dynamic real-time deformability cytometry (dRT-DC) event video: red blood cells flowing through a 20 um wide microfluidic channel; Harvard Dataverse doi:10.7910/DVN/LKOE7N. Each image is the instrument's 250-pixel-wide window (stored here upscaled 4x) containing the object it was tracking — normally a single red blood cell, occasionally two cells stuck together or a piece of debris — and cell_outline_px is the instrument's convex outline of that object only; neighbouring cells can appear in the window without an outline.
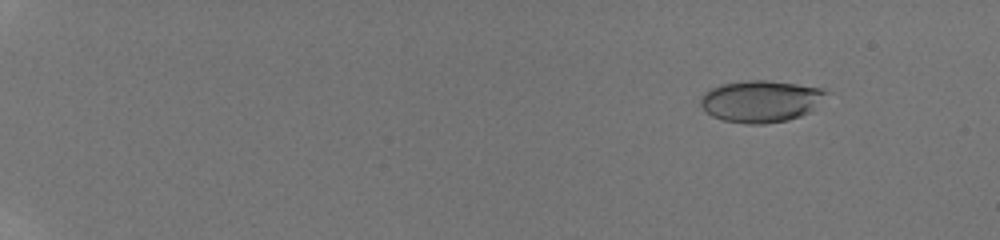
{"species": "human", "species_latin": "Homo sapiens", "temperature_condition": "room temperature", "stored_images_in_passage": 66, "camera_frame_rate_fps": 3000, "um_per_image_px": 0.085, "donor": {"sex": "male"}, "frame": {"image": 1, "passage_image": 8, "time_ms": 2.333, "image_size_px": [1000, 240], "cell_outline_px": [[832, 92], [812, 112], [788, 120], [764, 124], [744, 124], [724, 120], [712, 116], [700, 104], [700, 96], [704, 92], [720, 84], [748, 80], [768, 80], [796, 84], [820, 88]], "centroid_in_image_um": [64.72, 8.6], "position_along_channel_um": 20.3, "area_um2": 30.98}}
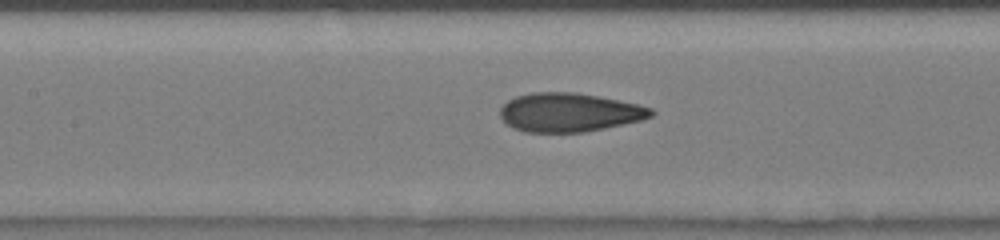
{"frame": {"image": 2, "passage_image": 30, "time_ms": 10.0, "image_size_px": [1000, 240], "cell_outline_px": [[656, 112], [652, 116], [640, 120], [604, 128], [584, 132], [524, 132], [512, 128], [504, 124], [500, 116], [500, 108], [508, 100], [516, 96], [532, 92], [576, 92], [600, 96], [640, 104], [652, 108]], "centroid_in_image_um": [48.37, 9.55], "position_along_channel_um": 159.0, "area_um2": 34.45}}
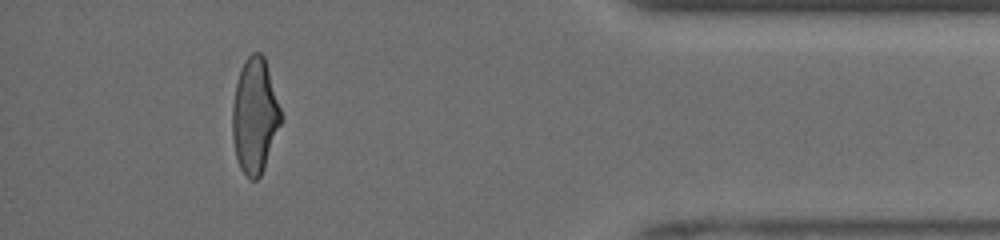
{"frame": {"image": 3, "passage_image": 55, "time_ms": 17.0, "image_size_px": [1000, 240], "cell_outline_px": [[280, 124], [264, 168], [260, 176], [256, 180], [252, 180], [240, 168], [236, 156], [232, 136], [232, 104], [236, 84], [240, 68], [244, 60], [252, 52], [260, 52], [264, 56], [280, 108]], "centroid_in_image_um": [21.63, 9.82], "position_along_channel_um": 413.6, "area_um2": 32.14}, "authors_computed_cell_mechanics": {"area_um2": 32.8015, "velocity_mm_per_s": 4.1096, "shape_relaxation_time_tau1_ms": 7.9328, "shape_relaxation_time_tau2_ms": 0.8073, "deformation_change_tau1": 0.2298, "deformation_change_tau2": 0.0788}}